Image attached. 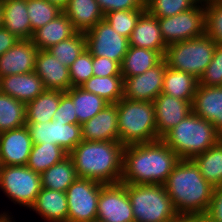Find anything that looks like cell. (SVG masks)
<instances>
[{
	"label": "cell",
	"mask_w": 222,
	"mask_h": 222,
	"mask_svg": "<svg viewBox=\"0 0 222 222\" xmlns=\"http://www.w3.org/2000/svg\"><path fill=\"white\" fill-rule=\"evenodd\" d=\"M180 158L162 140L131 144L123 150L121 183L164 184Z\"/></svg>",
	"instance_id": "6da1fadb"
},
{
	"label": "cell",
	"mask_w": 222,
	"mask_h": 222,
	"mask_svg": "<svg viewBox=\"0 0 222 222\" xmlns=\"http://www.w3.org/2000/svg\"><path fill=\"white\" fill-rule=\"evenodd\" d=\"M163 185L181 219L207 213L214 187L192 159H180Z\"/></svg>",
	"instance_id": "7a4b0ae2"
},
{
	"label": "cell",
	"mask_w": 222,
	"mask_h": 222,
	"mask_svg": "<svg viewBox=\"0 0 222 222\" xmlns=\"http://www.w3.org/2000/svg\"><path fill=\"white\" fill-rule=\"evenodd\" d=\"M124 147L119 140H82L68 155L74 162L78 178L115 184L122 178Z\"/></svg>",
	"instance_id": "3957f363"
},
{
	"label": "cell",
	"mask_w": 222,
	"mask_h": 222,
	"mask_svg": "<svg viewBox=\"0 0 222 222\" xmlns=\"http://www.w3.org/2000/svg\"><path fill=\"white\" fill-rule=\"evenodd\" d=\"M161 139L180 159H193L216 145L222 134L211 122L191 112Z\"/></svg>",
	"instance_id": "277c9868"
},
{
	"label": "cell",
	"mask_w": 222,
	"mask_h": 222,
	"mask_svg": "<svg viewBox=\"0 0 222 222\" xmlns=\"http://www.w3.org/2000/svg\"><path fill=\"white\" fill-rule=\"evenodd\" d=\"M117 105L119 141L122 145L159 140L153 102L132 101L123 97Z\"/></svg>",
	"instance_id": "5b68a950"
},
{
	"label": "cell",
	"mask_w": 222,
	"mask_h": 222,
	"mask_svg": "<svg viewBox=\"0 0 222 222\" xmlns=\"http://www.w3.org/2000/svg\"><path fill=\"white\" fill-rule=\"evenodd\" d=\"M135 222H179L163 184H127Z\"/></svg>",
	"instance_id": "8992f818"
},
{
	"label": "cell",
	"mask_w": 222,
	"mask_h": 222,
	"mask_svg": "<svg viewBox=\"0 0 222 222\" xmlns=\"http://www.w3.org/2000/svg\"><path fill=\"white\" fill-rule=\"evenodd\" d=\"M216 45L204 33L199 37L168 45L164 59L168 67L189 73L199 80L212 61Z\"/></svg>",
	"instance_id": "52a82bcc"
},
{
	"label": "cell",
	"mask_w": 222,
	"mask_h": 222,
	"mask_svg": "<svg viewBox=\"0 0 222 222\" xmlns=\"http://www.w3.org/2000/svg\"><path fill=\"white\" fill-rule=\"evenodd\" d=\"M0 187L13 203L30 209L42 188L41 175L27 165H0Z\"/></svg>",
	"instance_id": "ba28073f"
},
{
	"label": "cell",
	"mask_w": 222,
	"mask_h": 222,
	"mask_svg": "<svg viewBox=\"0 0 222 222\" xmlns=\"http://www.w3.org/2000/svg\"><path fill=\"white\" fill-rule=\"evenodd\" d=\"M161 35L168 46L199 37L205 33L206 9L204 0L194 8L170 17L158 18Z\"/></svg>",
	"instance_id": "9c48e42d"
},
{
	"label": "cell",
	"mask_w": 222,
	"mask_h": 222,
	"mask_svg": "<svg viewBox=\"0 0 222 222\" xmlns=\"http://www.w3.org/2000/svg\"><path fill=\"white\" fill-rule=\"evenodd\" d=\"M103 183L77 178L67 189V222H89L97 218L98 199Z\"/></svg>",
	"instance_id": "30bf717a"
},
{
	"label": "cell",
	"mask_w": 222,
	"mask_h": 222,
	"mask_svg": "<svg viewBox=\"0 0 222 222\" xmlns=\"http://www.w3.org/2000/svg\"><path fill=\"white\" fill-rule=\"evenodd\" d=\"M86 49L92 56L116 61L120 66L129 47V39L118 34L104 19L85 32Z\"/></svg>",
	"instance_id": "8fae6325"
},
{
	"label": "cell",
	"mask_w": 222,
	"mask_h": 222,
	"mask_svg": "<svg viewBox=\"0 0 222 222\" xmlns=\"http://www.w3.org/2000/svg\"><path fill=\"white\" fill-rule=\"evenodd\" d=\"M102 222H135L127 184H104L101 188L97 218Z\"/></svg>",
	"instance_id": "7c38bea8"
},
{
	"label": "cell",
	"mask_w": 222,
	"mask_h": 222,
	"mask_svg": "<svg viewBox=\"0 0 222 222\" xmlns=\"http://www.w3.org/2000/svg\"><path fill=\"white\" fill-rule=\"evenodd\" d=\"M33 144H56L68 154L82 141L80 124L26 123Z\"/></svg>",
	"instance_id": "4fadbf2b"
},
{
	"label": "cell",
	"mask_w": 222,
	"mask_h": 222,
	"mask_svg": "<svg viewBox=\"0 0 222 222\" xmlns=\"http://www.w3.org/2000/svg\"><path fill=\"white\" fill-rule=\"evenodd\" d=\"M166 67L167 63L163 58L143 74L123 78V97L132 101L153 102L162 93Z\"/></svg>",
	"instance_id": "5bb4252c"
},
{
	"label": "cell",
	"mask_w": 222,
	"mask_h": 222,
	"mask_svg": "<svg viewBox=\"0 0 222 222\" xmlns=\"http://www.w3.org/2000/svg\"><path fill=\"white\" fill-rule=\"evenodd\" d=\"M32 145L26 125L0 133V165L26 166Z\"/></svg>",
	"instance_id": "9a60e30c"
},
{
	"label": "cell",
	"mask_w": 222,
	"mask_h": 222,
	"mask_svg": "<svg viewBox=\"0 0 222 222\" xmlns=\"http://www.w3.org/2000/svg\"><path fill=\"white\" fill-rule=\"evenodd\" d=\"M157 135L161 139L192 112V102L160 93L153 101Z\"/></svg>",
	"instance_id": "2e32d148"
},
{
	"label": "cell",
	"mask_w": 222,
	"mask_h": 222,
	"mask_svg": "<svg viewBox=\"0 0 222 222\" xmlns=\"http://www.w3.org/2000/svg\"><path fill=\"white\" fill-rule=\"evenodd\" d=\"M34 72L41 78L45 90L66 92L71 88L69 67L60 63L47 50H38Z\"/></svg>",
	"instance_id": "e0dca14e"
},
{
	"label": "cell",
	"mask_w": 222,
	"mask_h": 222,
	"mask_svg": "<svg viewBox=\"0 0 222 222\" xmlns=\"http://www.w3.org/2000/svg\"><path fill=\"white\" fill-rule=\"evenodd\" d=\"M37 52L38 49L31 39L18 40L12 48L0 56V78L33 72Z\"/></svg>",
	"instance_id": "ac0fdd59"
},
{
	"label": "cell",
	"mask_w": 222,
	"mask_h": 222,
	"mask_svg": "<svg viewBox=\"0 0 222 222\" xmlns=\"http://www.w3.org/2000/svg\"><path fill=\"white\" fill-rule=\"evenodd\" d=\"M82 140L116 141L119 140L118 110L116 104H108L92 119L81 125Z\"/></svg>",
	"instance_id": "d6986e66"
},
{
	"label": "cell",
	"mask_w": 222,
	"mask_h": 222,
	"mask_svg": "<svg viewBox=\"0 0 222 222\" xmlns=\"http://www.w3.org/2000/svg\"><path fill=\"white\" fill-rule=\"evenodd\" d=\"M192 112L211 122L222 134V86L210 87L198 84L192 102Z\"/></svg>",
	"instance_id": "ffe728a7"
},
{
	"label": "cell",
	"mask_w": 222,
	"mask_h": 222,
	"mask_svg": "<svg viewBox=\"0 0 222 222\" xmlns=\"http://www.w3.org/2000/svg\"><path fill=\"white\" fill-rule=\"evenodd\" d=\"M129 46L157 51L164 58L167 45L162 38L158 18L145 10L130 35Z\"/></svg>",
	"instance_id": "44dd1931"
},
{
	"label": "cell",
	"mask_w": 222,
	"mask_h": 222,
	"mask_svg": "<svg viewBox=\"0 0 222 222\" xmlns=\"http://www.w3.org/2000/svg\"><path fill=\"white\" fill-rule=\"evenodd\" d=\"M44 90L41 78L34 71L0 78V92L25 104L34 100Z\"/></svg>",
	"instance_id": "7402d4cb"
},
{
	"label": "cell",
	"mask_w": 222,
	"mask_h": 222,
	"mask_svg": "<svg viewBox=\"0 0 222 222\" xmlns=\"http://www.w3.org/2000/svg\"><path fill=\"white\" fill-rule=\"evenodd\" d=\"M2 27L19 40L32 38L27 0H2Z\"/></svg>",
	"instance_id": "603a6c76"
},
{
	"label": "cell",
	"mask_w": 222,
	"mask_h": 222,
	"mask_svg": "<svg viewBox=\"0 0 222 222\" xmlns=\"http://www.w3.org/2000/svg\"><path fill=\"white\" fill-rule=\"evenodd\" d=\"M31 209L38 213L45 221L67 222L68 205L66 193L41 188Z\"/></svg>",
	"instance_id": "cb8c5ba5"
},
{
	"label": "cell",
	"mask_w": 222,
	"mask_h": 222,
	"mask_svg": "<svg viewBox=\"0 0 222 222\" xmlns=\"http://www.w3.org/2000/svg\"><path fill=\"white\" fill-rule=\"evenodd\" d=\"M78 31L68 17L62 13L45 26L37 29L31 38L38 50H47L53 45L68 39Z\"/></svg>",
	"instance_id": "d4e9b609"
},
{
	"label": "cell",
	"mask_w": 222,
	"mask_h": 222,
	"mask_svg": "<svg viewBox=\"0 0 222 222\" xmlns=\"http://www.w3.org/2000/svg\"><path fill=\"white\" fill-rule=\"evenodd\" d=\"M63 13L78 32H87L104 19L96 0H69Z\"/></svg>",
	"instance_id": "484cf974"
},
{
	"label": "cell",
	"mask_w": 222,
	"mask_h": 222,
	"mask_svg": "<svg viewBox=\"0 0 222 222\" xmlns=\"http://www.w3.org/2000/svg\"><path fill=\"white\" fill-rule=\"evenodd\" d=\"M199 80L186 72L166 67L162 93L193 102Z\"/></svg>",
	"instance_id": "4316f807"
},
{
	"label": "cell",
	"mask_w": 222,
	"mask_h": 222,
	"mask_svg": "<svg viewBox=\"0 0 222 222\" xmlns=\"http://www.w3.org/2000/svg\"><path fill=\"white\" fill-rule=\"evenodd\" d=\"M64 93L58 90H44L34 100L26 103V123L52 121Z\"/></svg>",
	"instance_id": "83f0119b"
},
{
	"label": "cell",
	"mask_w": 222,
	"mask_h": 222,
	"mask_svg": "<svg viewBox=\"0 0 222 222\" xmlns=\"http://www.w3.org/2000/svg\"><path fill=\"white\" fill-rule=\"evenodd\" d=\"M163 57L154 50L129 46L121 64L123 78L140 75L156 66Z\"/></svg>",
	"instance_id": "f1b7e54d"
},
{
	"label": "cell",
	"mask_w": 222,
	"mask_h": 222,
	"mask_svg": "<svg viewBox=\"0 0 222 222\" xmlns=\"http://www.w3.org/2000/svg\"><path fill=\"white\" fill-rule=\"evenodd\" d=\"M41 187L66 192L68 187L78 178L74 162L68 155L41 174Z\"/></svg>",
	"instance_id": "f546056e"
},
{
	"label": "cell",
	"mask_w": 222,
	"mask_h": 222,
	"mask_svg": "<svg viewBox=\"0 0 222 222\" xmlns=\"http://www.w3.org/2000/svg\"><path fill=\"white\" fill-rule=\"evenodd\" d=\"M65 93L73 101L75 114L80 125L92 119L109 104L103 98L87 92L81 87H71Z\"/></svg>",
	"instance_id": "4dcf8cb0"
},
{
	"label": "cell",
	"mask_w": 222,
	"mask_h": 222,
	"mask_svg": "<svg viewBox=\"0 0 222 222\" xmlns=\"http://www.w3.org/2000/svg\"><path fill=\"white\" fill-rule=\"evenodd\" d=\"M123 76H91L80 87L87 92L96 94L109 104H116L123 98Z\"/></svg>",
	"instance_id": "1f68e13d"
},
{
	"label": "cell",
	"mask_w": 222,
	"mask_h": 222,
	"mask_svg": "<svg viewBox=\"0 0 222 222\" xmlns=\"http://www.w3.org/2000/svg\"><path fill=\"white\" fill-rule=\"evenodd\" d=\"M192 160L208 183L213 187L222 185V139Z\"/></svg>",
	"instance_id": "d6a6232c"
},
{
	"label": "cell",
	"mask_w": 222,
	"mask_h": 222,
	"mask_svg": "<svg viewBox=\"0 0 222 222\" xmlns=\"http://www.w3.org/2000/svg\"><path fill=\"white\" fill-rule=\"evenodd\" d=\"M26 125V104L0 92V133Z\"/></svg>",
	"instance_id": "836d02e7"
},
{
	"label": "cell",
	"mask_w": 222,
	"mask_h": 222,
	"mask_svg": "<svg viewBox=\"0 0 222 222\" xmlns=\"http://www.w3.org/2000/svg\"><path fill=\"white\" fill-rule=\"evenodd\" d=\"M67 156L68 153L56 144H33L27 166L41 174Z\"/></svg>",
	"instance_id": "e575fe53"
},
{
	"label": "cell",
	"mask_w": 222,
	"mask_h": 222,
	"mask_svg": "<svg viewBox=\"0 0 222 222\" xmlns=\"http://www.w3.org/2000/svg\"><path fill=\"white\" fill-rule=\"evenodd\" d=\"M86 49V36L84 32H77L75 35L66 40L59 42L56 45L48 48L51 53L60 63L70 67L78 56Z\"/></svg>",
	"instance_id": "d590c367"
},
{
	"label": "cell",
	"mask_w": 222,
	"mask_h": 222,
	"mask_svg": "<svg viewBox=\"0 0 222 222\" xmlns=\"http://www.w3.org/2000/svg\"><path fill=\"white\" fill-rule=\"evenodd\" d=\"M27 13L33 33L63 13L47 0H27Z\"/></svg>",
	"instance_id": "8d00e7d4"
},
{
	"label": "cell",
	"mask_w": 222,
	"mask_h": 222,
	"mask_svg": "<svg viewBox=\"0 0 222 222\" xmlns=\"http://www.w3.org/2000/svg\"><path fill=\"white\" fill-rule=\"evenodd\" d=\"M202 0H145L146 10L156 18L170 17L185 12Z\"/></svg>",
	"instance_id": "74e56055"
},
{
	"label": "cell",
	"mask_w": 222,
	"mask_h": 222,
	"mask_svg": "<svg viewBox=\"0 0 222 222\" xmlns=\"http://www.w3.org/2000/svg\"><path fill=\"white\" fill-rule=\"evenodd\" d=\"M146 9L117 10L104 15V20L120 35L130 38L133 29Z\"/></svg>",
	"instance_id": "f35d334b"
},
{
	"label": "cell",
	"mask_w": 222,
	"mask_h": 222,
	"mask_svg": "<svg viewBox=\"0 0 222 222\" xmlns=\"http://www.w3.org/2000/svg\"><path fill=\"white\" fill-rule=\"evenodd\" d=\"M206 9L205 33L222 44V1L204 0Z\"/></svg>",
	"instance_id": "ab89813d"
},
{
	"label": "cell",
	"mask_w": 222,
	"mask_h": 222,
	"mask_svg": "<svg viewBox=\"0 0 222 222\" xmlns=\"http://www.w3.org/2000/svg\"><path fill=\"white\" fill-rule=\"evenodd\" d=\"M71 87H80L93 76L92 55L85 49L69 67Z\"/></svg>",
	"instance_id": "60d3db41"
},
{
	"label": "cell",
	"mask_w": 222,
	"mask_h": 222,
	"mask_svg": "<svg viewBox=\"0 0 222 222\" xmlns=\"http://www.w3.org/2000/svg\"><path fill=\"white\" fill-rule=\"evenodd\" d=\"M199 85L222 86V44H217L212 61L199 78Z\"/></svg>",
	"instance_id": "b9f144b4"
},
{
	"label": "cell",
	"mask_w": 222,
	"mask_h": 222,
	"mask_svg": "<svg viewBox=\"0 0 222 222\" xmlns=\"http://www.w3.org/2000/svg\"><path fill=\"white\" fill-rule=\"evenodd\" d=\"M53 120L64 124H79L75 114L73 101L66 93L60 98V103L53 115Z\"/></svg>",
	"instance_id": "7bdbcfd3"
},
{
	"label": "cell",
	"mask_w": 222,
	"mask_h": 222,
	"mask_svg": "<svg viewBox=\"0 0 222 222\" xmlns=\"http://www.w3.org/2000/svg\"><path fill=\"white\" fill-rule=\"evenodd\" d=\"M105 15L117 10L146 9L145 0H96Z\"/></svg>",
	"instance_id": "ee69618b"
},
{
	"label": "cell",
	"mask_w": 222,
	"mask_h": 222,
	"mask_svg": "<svg viewBox=\"0 0 222 222\" xmlns=\"http://www.w3.org/2000/svg\"><path fill=\"white\" fill-rule=\"evenodd\" d=\"M92 66L95 76H122L121 66L108 58L92 56Z\"/></svg>",
	"instance_id": "f6af8a7d"
},
{
	"label": "cell",
	"mask_w": 222,
	"mask_h": 222,
	"mask_svg": "<svg viewBox=\"0 0 222 222\" xmlns=\"http://www.w3.org/2000/svg\"><path fill=\"white\" fill-rule=\"evenodd\" d=\"M206 215L215 222H222V185L214 187L212 200Z\"/></svg>",
	"instance_id": "bcb514c9"
},
{
	"label": "cell",
	"mask_w": 222,
	"mask_h": 222,
	"mask_svg": "<svg viewBox=\"0 0 222 222\" xmlns=\"http://www.w3.org/2000/svg\"><path fill=\"white\" fill-rule=\"evenodd\" d=\"M19 39L7 31L5 28H0V56L12 48Z\"/></svg>",
	"instance_id": "7dc6e473"
},
{
	"label": "cell",
	"mask_w": 222,
	"mask_h": 222,
	"mask_svg": "<svg viewBox=\"0 0 222 222\" xmlns=\"http://www.w3.org/2000/svg\"><path fill=\"white\" fill-rule=\"evenodd\" d=\"M185 222H215L206 214L193 215L184 219Z\"/></svg>",
	"instance_id": "c3c4849f"
},
{
	"label": "cell",
	"mask_w": 222,
	"mask_h": 222,
	"mask_svg": "<svg viewBox=\"0 0 222 222\" xmlns=\"http://www.w3.org/2000/svg\"><path fill=\"white\" fill-rule=\"evenodd\" d=\"M47 1L59 7L61 10H64L69 2V0H47Z\"/></svg>",
	"instance_id": "681fc988"
},
{
	"label": "cell",
	"mask_w": 222,
	"mask_h": 222,
	"mask_svg": "<svg viewBox=\"0 0 222 222\" xmlns=\"http://www.w3.org/2000/svg\"><path fill=\"white\" fill-rule=\"evenodd\" d=\"M7 212H3V214H0V222H12L11 216ZM15 222V220L13 221Z\"/></svg>",
	"instance_id": "f907efd6"
},
{
	"label": "cell",
	"mask_w": 222,
	"mask_h": 222,
	"mask_svg": "<svg viewBox=\"0 0 222 222\" xmlns=\"http://www.w3.org/2000/svg\"><path fill=\"white\" fill-rule=\"evenodd\" d=\"M2 27V0H0V28Z\"/></svg>",
	"instance_id": "816d5d0a"
},
{
	"label": "cell",
	"mask_w": 222,
	"mask_h": 222,
	"mask_svg": "<svg viewBox=\"0 0 222 222\" xmlns=\"http://www.w3.org/2000/svg\"><path fill=\"white\" fill-rule=\"evenodd\" d=\"M89 222H102V221H100L98 219H95V220H92V221H89Z\"/></svg>",
	"instance_id": "f5cc1de1"
}]
</instances>
